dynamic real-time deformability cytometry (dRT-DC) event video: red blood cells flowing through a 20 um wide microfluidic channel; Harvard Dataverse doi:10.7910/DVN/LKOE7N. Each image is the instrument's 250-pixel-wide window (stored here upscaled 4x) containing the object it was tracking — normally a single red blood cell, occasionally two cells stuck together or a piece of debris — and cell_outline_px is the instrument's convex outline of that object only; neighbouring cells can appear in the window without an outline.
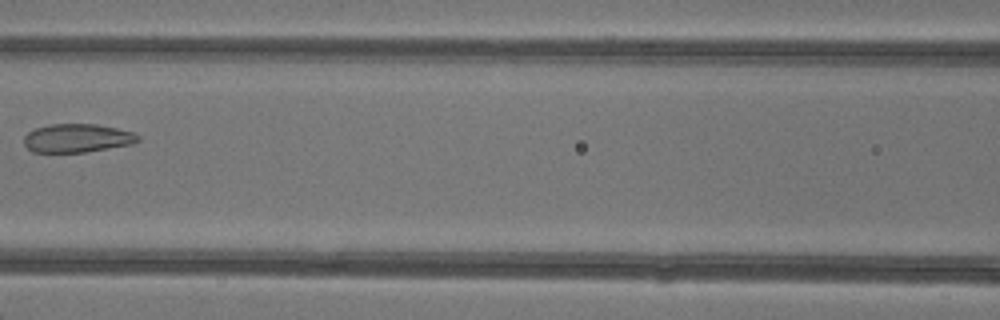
{"species": "common noctule bat (a hibernating species)", "species_latin": "Nyctalus noctula", "temperature_condition": "warm", "stored_images_in_passage": 7, "camera_frame_rate_fps": 3000, "um_per_image_px": 0.085, "animal": {"sex": "female"}, "frame": {"image": 1, "passage_image": 7, "time_ms": 7.667, "image_size_px": [1000, 320], "cell_outline_px": [[140, 140], [132, 144], [84, 152], [32, 152], [24, 144], [24, 136], [28, 132], [36, 128], [52, 124], [96, 124], [116, 128], [132, 132], [140, 136]], "centroid_in_image_um": [6.56, 11.74], "position_along_channel_um": 160.0, "area_um2": 18.84}}